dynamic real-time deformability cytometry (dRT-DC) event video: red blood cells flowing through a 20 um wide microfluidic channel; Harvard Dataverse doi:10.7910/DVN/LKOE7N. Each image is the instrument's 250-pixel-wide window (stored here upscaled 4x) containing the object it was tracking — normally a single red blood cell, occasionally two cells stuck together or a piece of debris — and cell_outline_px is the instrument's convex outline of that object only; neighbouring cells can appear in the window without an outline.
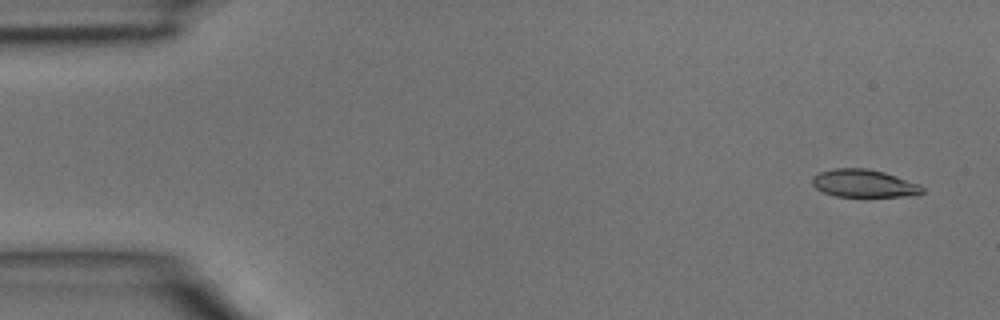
{"species": "common noctule bat (a hibernating species)", "species_latin": "Nyctalus noctula", "temperature_condition": "room temperature", "stored_images_in_passage": 3, "camera_frame_rate_fps": 3000, "um_per_image_px": 0.085, "animal": {"sex": "male", "body_mass_g": 15.6}, "frame": {"image": 1, "passage_image": 1, "time_ms": 0.0, "image_size_px": [1000, 320], "cell_outline_px": [[924, 192], [920, 196], [836, 196], [824, 192], [816, 188], [812, 184], [812, 176], [820, 172], [836, 168], [868, 168], [884, 172], [920, 184], [924, 188]], "centroid_in_image_um": [73.47, 15.59], "position_along_channel_um": 11.5, "area_um2": 17.86}}
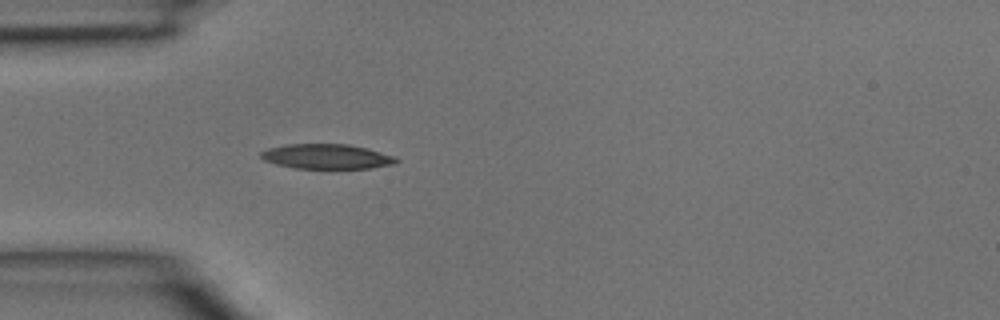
{"frame": {"image": 2, "passage_image": 3, "time_ms": 0.667, "image_size_px": [1000, 320], "cell_outline_px": [[400, 160], [396, 164], [372, 168], [296, 168], [276, 164], [264, 160], [260, 156], [260, 152], [268, 148], [288, 144], [348, 144], [368, 148], [396, 156]], "centroid_in_image_um": [27.82, 13.3], "position_along_channel_um": 57.2, "area_um2": 19.71}}